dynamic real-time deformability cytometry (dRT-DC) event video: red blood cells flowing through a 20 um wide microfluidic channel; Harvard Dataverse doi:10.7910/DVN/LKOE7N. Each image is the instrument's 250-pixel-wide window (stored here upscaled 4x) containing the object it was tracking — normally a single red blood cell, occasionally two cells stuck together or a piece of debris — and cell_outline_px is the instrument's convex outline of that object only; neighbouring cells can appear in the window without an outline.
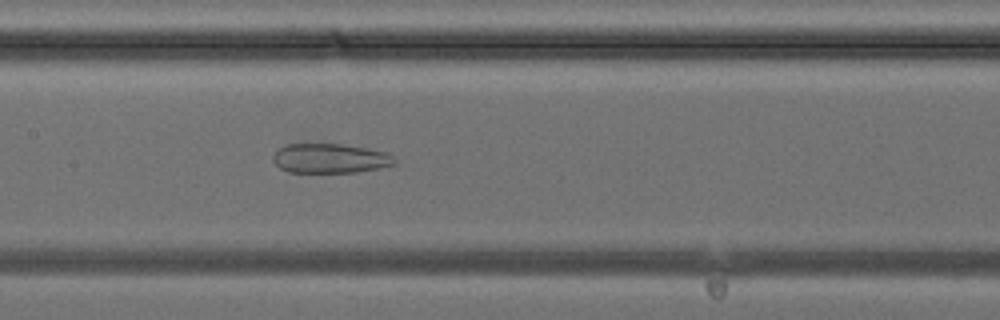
{"species": "common noctule bat (a hibernating species)", "species_latin": "Nyctalus noctula", "temperature_condition": "cold", "stored_images_in_passage": 31, "camera_frame_rate_fps": 3000, "um_per_image_px": 0.085, "animal": {"sex": "female", "body_mass_g": 24.6, "forearm_length_mm": 56.2}, "frame": {"image": 1, "passage_image": 10, "time_ms": 3.0, "image_size_px": [1000, 320], "cell_outline_px": [[396, 164], [380, 168], [356, 172], [288, 172], [280, 168], [272, 160], [272, 156], [276, 148], [288, 144], [340, 144], [368, 148], [384, 152], [392, 156], [396, 160]], "centroid_in_image_um": [28.02, 13.46], "position_along_channel_um": 179.4, "area_um2": 20.98}}
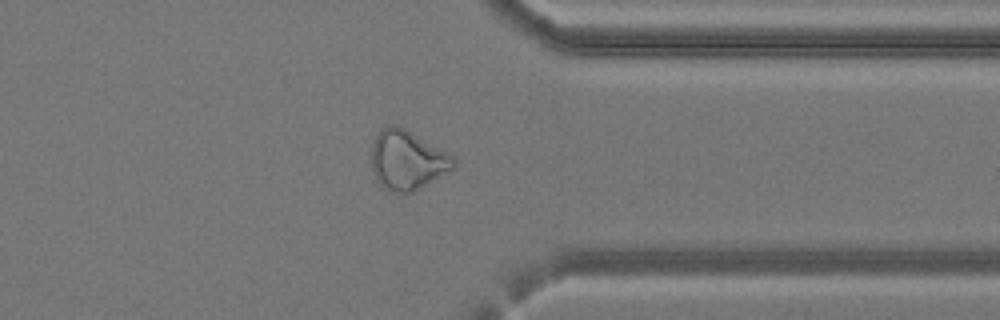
{"frame": {"image": 2, "passage_image": 22, "time_ms": 7.0, "image_size_px": [1000, 320], "cell_outline_px": [[456, 164], [452, 168], [412, 192], [392, 192], [380, 184], [376, 180], [372, 172], [372, 144], [376, 136], [388, 124], [396, 124], [404, 128], [452, 156], [456, 160]], "centroid_in_image_um": [34.56, 13.6], "position_along_channel_um": 376.8, "area_um2": 27.63}}